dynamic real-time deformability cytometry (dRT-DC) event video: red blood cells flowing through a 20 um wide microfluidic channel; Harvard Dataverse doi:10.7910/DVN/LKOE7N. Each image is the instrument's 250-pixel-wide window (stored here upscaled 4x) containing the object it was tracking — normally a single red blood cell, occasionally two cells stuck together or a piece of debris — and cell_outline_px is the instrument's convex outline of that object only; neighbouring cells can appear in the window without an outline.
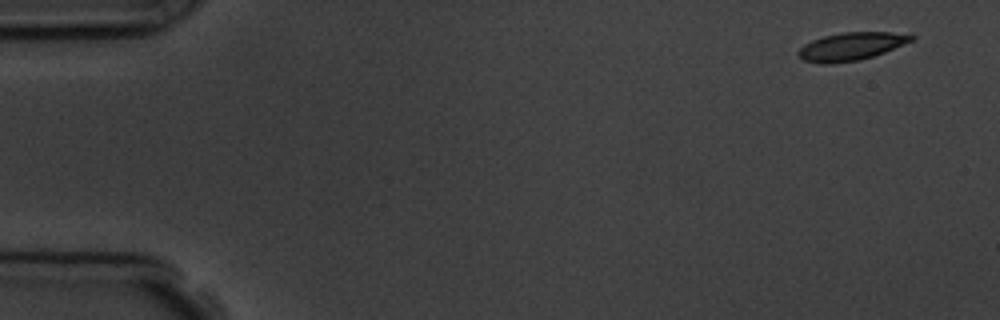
{"species": "common noctule bat (a hibernating species)", "species_latin": "Nyctalus noctula", "temperature_condition": "room temperature", "stored_images_in_passage": 6, "camera_frame_rate_fps": 3000, "um_per_image_px": 0.085, "animal": {"sex": "male", "body_mass_g": 19.5, "forearm_length_mm": 54.6}, "frame": {"image": 1, "passage_image": 1, "time_ms": 0.0, "image_size_px": [1000, 320], "cell_outline_px": [[916, 36], [912, 40], [884, 52], [860, 60], [828, 64], [820, 64], [804, 60], [796, 52], [804, 44], [812, 40], [824, 36], [844, 32], [912, 32]], "centroid_in_image_um": [72.38, 3.93], "position_along_channel_um": 12.6, "area_um2": 18.44}}
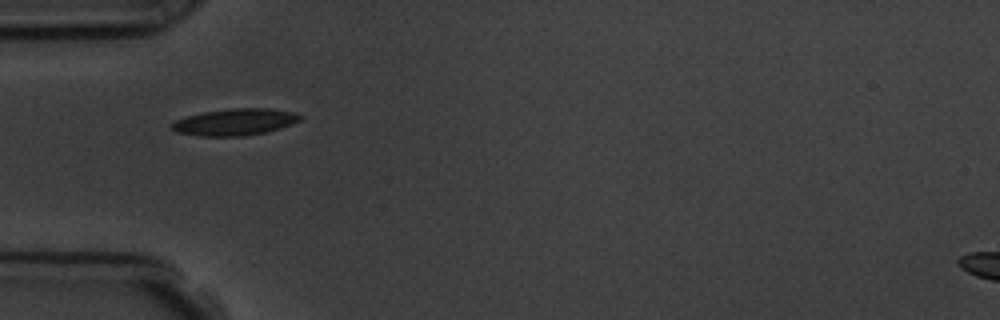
{"frame": {"image": 2, "passage_image": 4, "time_ms": 4.667, "image_size_px": [1000, 320], "cell_outline_px": [[304, 116], [300, 120], [280, 128], [264, 132], [244, 136], [200, 136], [176, 132], [172, 128], [172, 124], [176, 120], [200, 112], [228, 108], [268, 108], [296, 112]], "centroid_in_image_um": [19.99, 10.36], "position_along_channel_um": 65.0, "area_um2": 20.0}}